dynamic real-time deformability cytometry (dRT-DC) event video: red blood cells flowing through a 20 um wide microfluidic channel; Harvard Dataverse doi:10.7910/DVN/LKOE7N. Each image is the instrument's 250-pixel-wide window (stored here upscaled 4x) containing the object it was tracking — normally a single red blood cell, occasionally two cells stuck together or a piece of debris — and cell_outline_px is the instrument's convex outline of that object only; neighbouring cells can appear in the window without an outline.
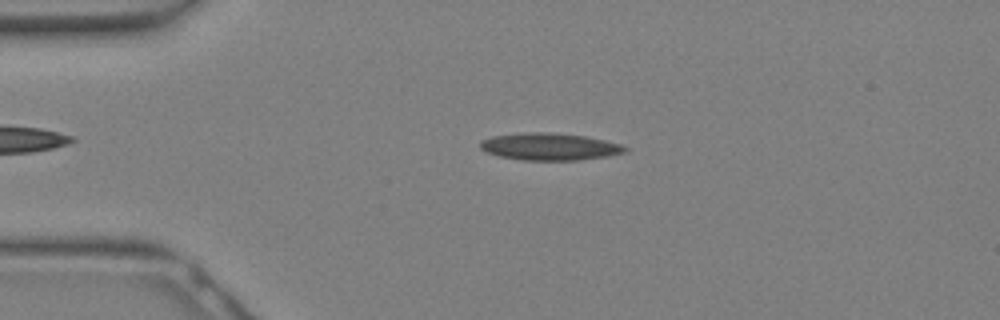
{"species": "Egyptian fruit bat (a non-hibernating species)", "species_latin": "Rousettus aegyptiacus", "temperature_condition": "warm", "stored_images_in_passage": 14, "camera_frame_rate_fps": 3000, "um_per_image_px": 0.085, "animal": {"sex": "female"}, "frame": {"image": 1, "passage_image": 6, "time_ms": 1.667, "image_size_px": [1000, 320], "cell_outline_px": [[628, 152], [608, 156], [580, 160], [524, 160], [500, 156], [488, 152], [480, 148], [480, 140], [492, 136], [528, 132], [552, 132], [584, 136], [604, 140], [620, 144], [628, 148]], "centroid_in_image_um": [46.74, 12.46], "position_along_channel_um": 38.3, "area_um2": 22.89}}
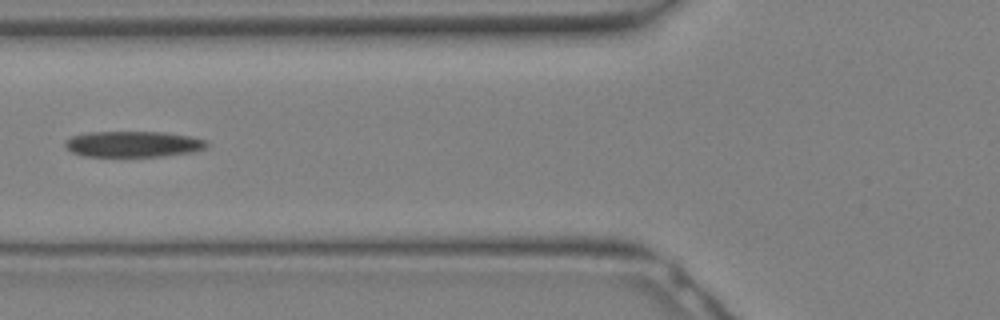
{"frame": {"image": 2, "passage_image": 11, "time_ms": 3.333, "image_size_px": [1000, 320], "cell_outline_px": [[208, 144], [204, 148], [192, 152], [164, 156], [84, 156], [72, 152], [64, 144], [64, 140], [72, 136], [88, 132], [164, 132], [192, 136], [208, 140]], "centroid_in_image_um": [11.34, 12.24], "position_along_channel_um": 114.5, "area_um2": 21.44}}
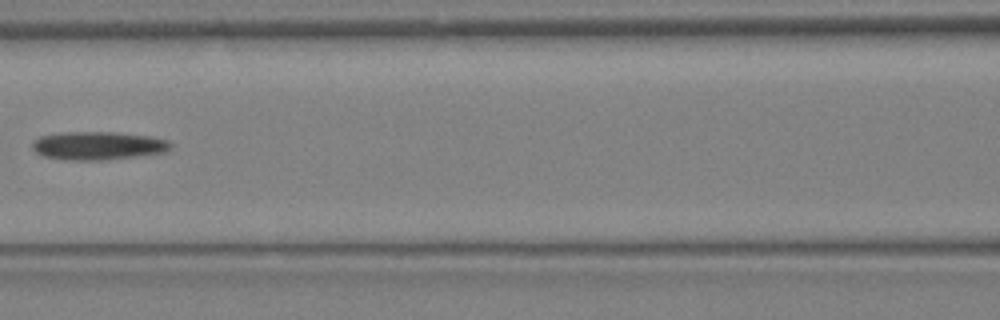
{"frame": {"image": 3, "passage_image": 13, "time_ms": 4.0, "image_size_px": [1000, 320], "cell_outline_px": [[172, 148], [168, 152], [140, 156], [104, 160], [64, 160], [44, 156], [36, 152], [32, 148], [32, 144], [40, 136], [60, 132], [116, 132], [148, 136], [168, 140], [172, 144]], "centroid_in_image_um": [8.37, 12.39], "position_along_channel_um": 158.2, "area_um2": 23.0}}